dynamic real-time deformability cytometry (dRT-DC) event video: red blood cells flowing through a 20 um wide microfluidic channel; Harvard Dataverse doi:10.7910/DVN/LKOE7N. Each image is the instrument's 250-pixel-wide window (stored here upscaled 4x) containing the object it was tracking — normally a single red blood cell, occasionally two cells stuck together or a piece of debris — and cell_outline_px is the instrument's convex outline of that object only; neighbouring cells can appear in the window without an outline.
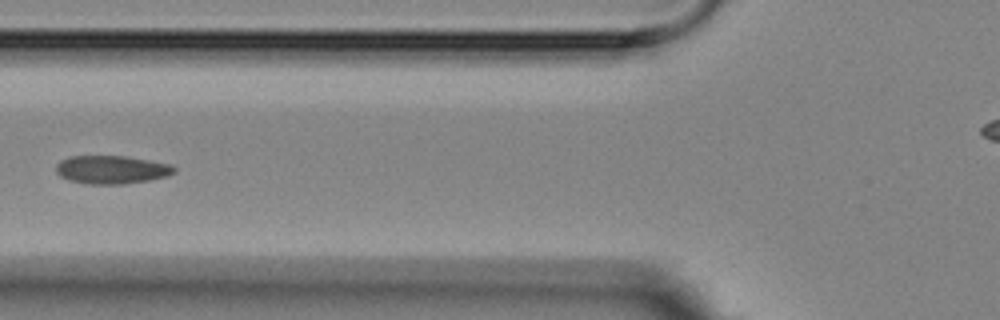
{"species": "Egyptian fruit bat (a non-hibernating species)", "species_latin": "Rousettus aegyptiacus", "temperature_condition": "room temperature", "stored_images_in_passage": 9, "camera_frame_rate_fps": 3000, "um_per_image_px": 0.085, "animal": {"sex": "female"}, "frame": {"image": 1, "passage_image": 6, "time_ms": 6.0, "image_size_px": [1000, 320], "cell_outline_px": [[176, 172], [168, 176], [152, 180], [124, 184], [88, 184], [68, 180], [60, 176], [56, 172], [56, 164], [60, 160], [68, 156], [124, 156], [172, 164], [176, 168]], "centroid_in_image_um": [9.5, 14.42], "position_along_channel_um": 116.3, "area_um2": 19.71}}
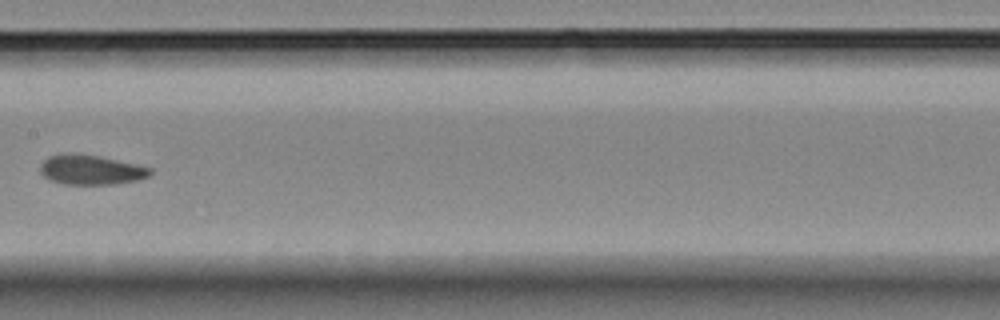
{"frame": {"image": 2, "passage_image": 8, "time_ms": 8.333, "image_size_px": [1000, 320], "cell_outline_px": [[152, 172], [148, 176], [136, 180], [112, 184], [64, 184], [52, 180], [44, 176], [40, 172], [40, 164], [48, 156], [60, 152], [72, 152], [100, 156], [152, 168]], "centroid_in_image_um": [7.67, 14.4], "position_along_channel_um": 199.7, "area_um2": 19.13}}
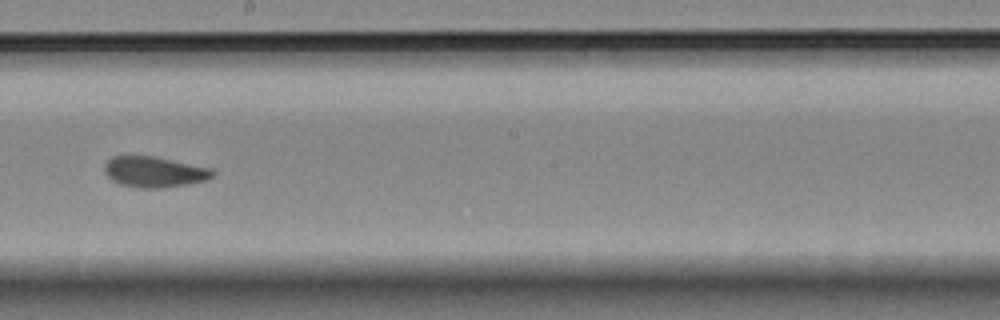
{"frame": {"image": 3, "passage_image": 9, "time_ms": 9.333, "image_size_px": [1000, 320], "cell_outline_px": [[216, 176], [208, 180], [188, 184], [160, 188], [140, 188], [120, 184], [112, 180], [104, 172], [104, 168], [108, 160], [112, 156], [152, 156], [212, 168], [216, 172]], "centroid_in_image_um": [13.16, 14.62], "position_along_channel_um": 235.0, "area_um2": 19.42}}